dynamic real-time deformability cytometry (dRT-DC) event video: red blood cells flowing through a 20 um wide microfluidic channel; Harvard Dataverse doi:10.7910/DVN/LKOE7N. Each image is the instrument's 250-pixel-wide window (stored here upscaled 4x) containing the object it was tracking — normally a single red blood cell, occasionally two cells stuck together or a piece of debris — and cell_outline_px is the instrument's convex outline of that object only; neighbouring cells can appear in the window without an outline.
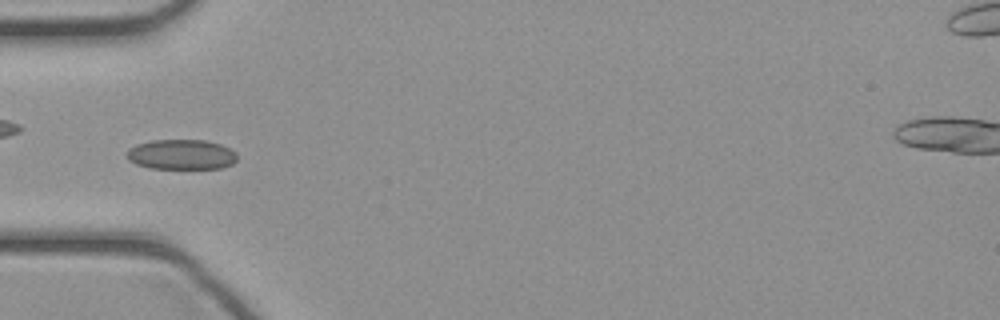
{"species": "common noctule bat (a hibernating species)", "species_latin": "Nyctalus noctula", "temperature_condition": "cold", "stored_images_in_passage": 36, "camera_frame_rate_fps": 3000, "um_per_image_px": 0.085, "animal": {"sex": "female", "body_mass_g": 21.9}, "frame": {"image": 1, "passage_image": 6, "time_ms": 1.667, "image_size_px": [1000, 320], "cell_outline_px": [[236, 160], [232, 164], [220, 168], [152, 168], [136, 164], [128, 160], [128, 148], [136, 144], [152, 140], [204, 140], [220, 144], [236, 152]], "centroid_in_image_um": [15.41, 13.12], "position_along_channel_um": 69.6, "area_um2": 19.19}}
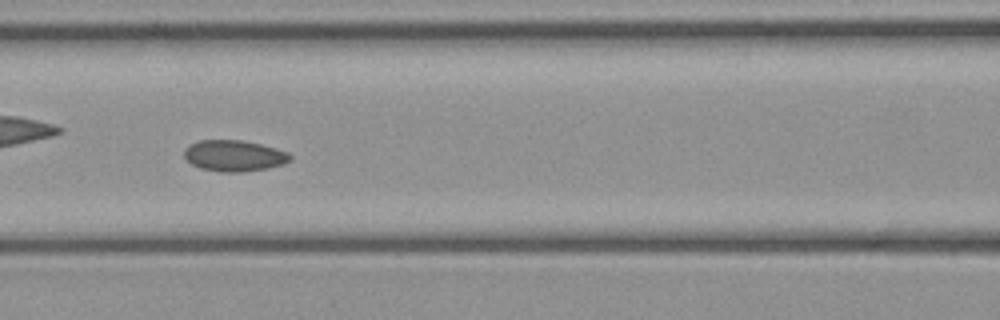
{"frame": {"image": 2, "passage_image": 11, "time_ms": 3.333, "image_size_px": [1000, 320], "cell_outline_px": [[292, 160], [284, 164], [268, 168], [244, 172], [220, 172], [200, 168], [192, 164], [184, 156], [184, 148], [188, 144], [200, 140], [244, 140], [276, 148], [288, 152], [292, 156]], "centroid_in_image_um": [19.91, 13.24], "position_along_channel_um": 146.7, "area_um2": 19.48}}